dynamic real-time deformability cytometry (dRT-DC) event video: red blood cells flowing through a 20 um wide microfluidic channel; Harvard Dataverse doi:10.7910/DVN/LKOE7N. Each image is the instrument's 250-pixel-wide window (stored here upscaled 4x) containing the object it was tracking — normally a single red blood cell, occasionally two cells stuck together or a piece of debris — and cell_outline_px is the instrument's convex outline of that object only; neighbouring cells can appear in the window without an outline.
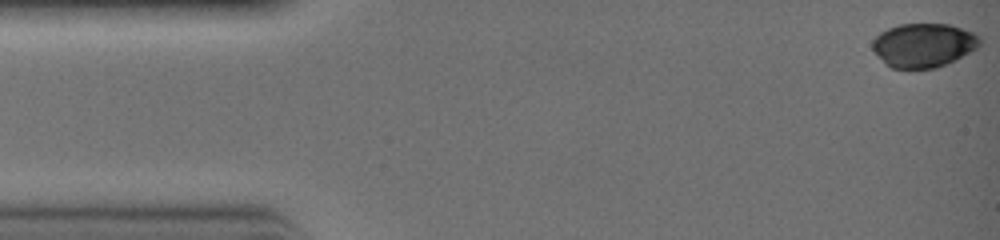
{"species": "common noctule bat (a hibernating species)", "species_latin": "Nyctalus noctula", "temperature_condition": "warm", "stored_images_in_passage": 29, "camera_frame_rate_fps": 3000, "um_per_image_px": 0.085, "animal": {"sex": "female", "body_mass_g": 19.0, "forearm_length_mm": 51.5}, "frame": {"image": 1, "passage_image": 1, "time_ms": 0.0, "image_size_px": [1000, 240], "cell_outline_px": [[980, 44], [976, 48], [944, 64], [932, 68], [892, 68], [872, 48], [872, 40], [880, 32], [888, 28], [900, 24], [948, 24], [972, 32], [980, 40]], "centroid_in_image_um": [78.46, 3.82], "position_along_channel_um": 6.5, "area_um2": 26.7}}
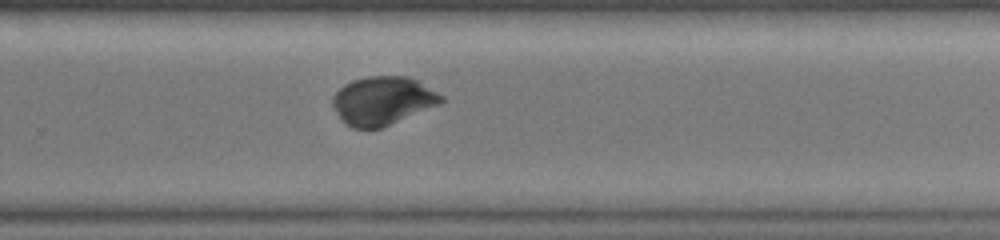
{"frame": {"image": 2, "passage_image": 21, "time_ms": 6.667, "image_size_px": [1000, 240], "cell_outline_px": [[444, 100], [440, 104], [380, 128], [352, 128], [332, 108], [332, 96], [344, 84], [352, 80], [368, 76], [408, 76], [420, 80], [444, 96]], "centroid_in_image_um": [32.55, 8.53], "position_along_channel_um": 297.2, "area_um2": 30.63}}
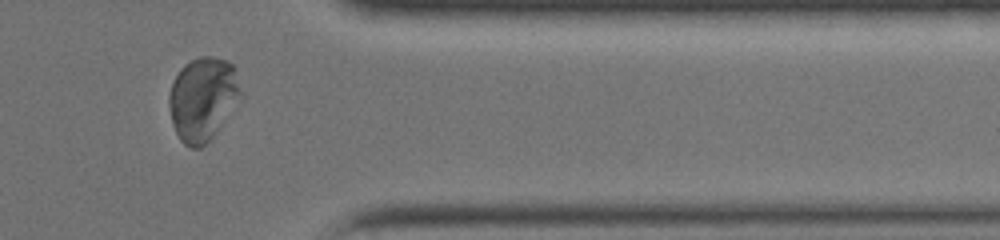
{"frame": {"image": 3, "passage_image": 26, "time_ms": 8.333, "image_size_px": [1000, 240], "cell_outline_px": [[240, 92], [212, 136], [200, 148], [192, 148], [184, 144], [180, 140], [176, 132], [172, 120], [168, 104], [168, 96], [172, 84], [180, 68], [184, 64], [200, 56], [212, 56], [228, 60], [236, 68]], "centroid_in_image_um": [17.17, 8.35], "position_along_channel_um": 394.2, "area_um2": 33.87}}